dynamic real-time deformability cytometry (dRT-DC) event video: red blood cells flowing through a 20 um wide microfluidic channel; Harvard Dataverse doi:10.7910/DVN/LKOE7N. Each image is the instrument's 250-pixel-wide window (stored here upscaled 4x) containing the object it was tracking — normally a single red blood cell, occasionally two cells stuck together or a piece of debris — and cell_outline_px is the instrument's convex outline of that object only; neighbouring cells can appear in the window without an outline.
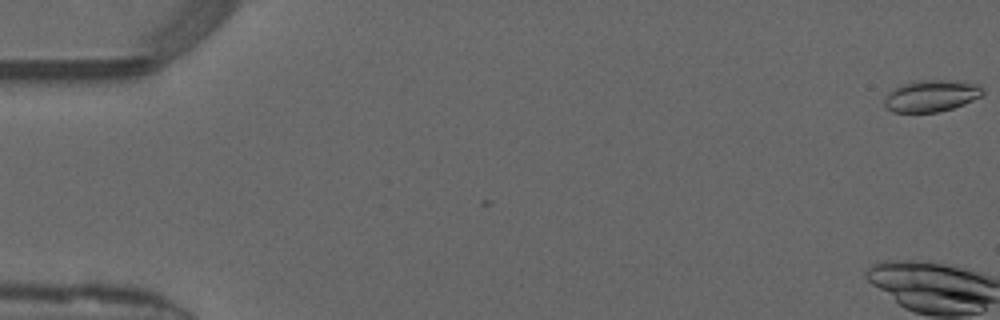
{"species": "common noctule bat (a hibernating species)", "species_latin": "Nyctalus noctula", "temperature_condition": "warm", "stored_images_in_passage": 21, "camera_frame_rate_fps": 3000, "um_per_image_px": 0.085, "animal": {"sex": "male", "forearm_length_mm": 52.5}, "frame": {"image": 1, "passage_image": 1, "time_ms": 0.0, "image_size_px": [1000, 320], "cell_outline_px": [[984, 96], [964, 104], [952, 108], [936, 112], [892, 112], [884, 108], [884, 100], [888, 92], [892, 88], [908, 80], [964, 80], [980, 84], [984, 88]], "centroid_in_image_um": [79.18, 8.11], "position_along_channel_um": 5.8, "area_um2": 18.9}}